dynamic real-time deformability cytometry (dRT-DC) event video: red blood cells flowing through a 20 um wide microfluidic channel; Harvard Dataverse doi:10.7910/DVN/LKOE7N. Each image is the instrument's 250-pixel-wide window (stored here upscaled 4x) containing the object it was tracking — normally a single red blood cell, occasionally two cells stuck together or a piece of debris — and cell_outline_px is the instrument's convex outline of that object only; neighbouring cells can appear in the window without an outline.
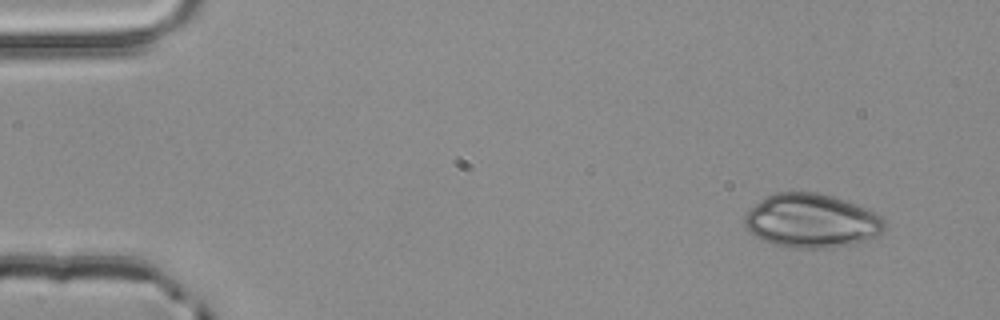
{"species": "common noctule bat (a hibernating species)", "species_latin": "Nyctalus noctula", "temperature_condition": "room temperature", "stored_images_in_passage": 3, "camera_frame_rate_fps": 3000, "um_per_image_px": 0.085, "animal": {"sex": "male", "body_mass_g": 20.4}, "frame": {"image": 1, "passage_image": 1, "time_ms": 0.0, "image_size_px": [1000, 320], "cell_outline_px": [[888, 228], [884, 232], [876, 236], [852, 244], [824, 248], [796, 248], [772, 244], [748, 232], [744, 224], [744, 216], [760, 200], [776, 192], [816, 192], [848, 200], [876, 212], [884, 216], [888, 224]], "centroid_in_image_um": [69.05, 18.76], "position_along_channel_um": 16.0, "area_um2": 44.33}}